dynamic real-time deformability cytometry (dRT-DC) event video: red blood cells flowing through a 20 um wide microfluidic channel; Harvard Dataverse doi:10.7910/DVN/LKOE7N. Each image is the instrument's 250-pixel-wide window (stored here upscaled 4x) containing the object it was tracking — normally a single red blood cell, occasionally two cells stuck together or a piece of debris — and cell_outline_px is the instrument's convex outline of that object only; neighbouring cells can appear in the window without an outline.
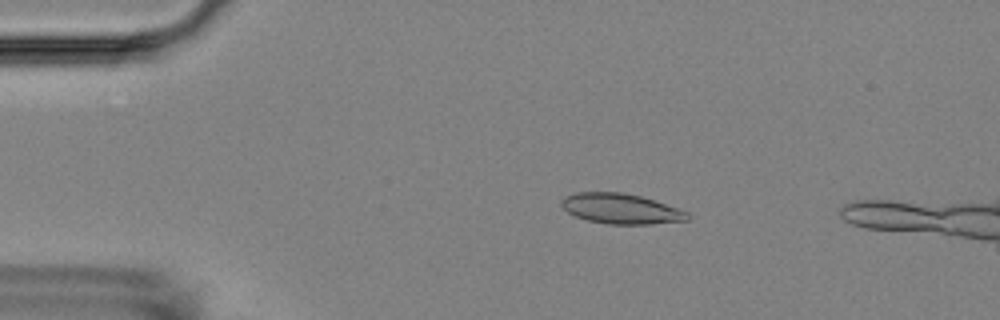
{"species": "Egyptian fruit bat (a non-hibernating species)", "species_latin": "Rousettus aegyptiacus", "temperature_condition": "room temperature", "stored_images_in_passage": 4, "camera_frame_rate_fps": 3000, "um_per_image_px": 0.085, "animal": {"sex": "female"}, "frame": {"image": 1, "passage_image": 3, "time_ms": 2.333, "image_size_px": [1000, 320], "cell_outline_px": [[688, 220], [652, 224], [608, 224], [588, 220], [576, 216], [568, 212], [560, 204], [560, 200], [564, 196], [576, 192], [620, 192], [640, 196], [688, 212]], "centroid_in_image_um": [52.73, 17.74], "position_along_channel_um": 32.3, "area_um2": 21.96}}